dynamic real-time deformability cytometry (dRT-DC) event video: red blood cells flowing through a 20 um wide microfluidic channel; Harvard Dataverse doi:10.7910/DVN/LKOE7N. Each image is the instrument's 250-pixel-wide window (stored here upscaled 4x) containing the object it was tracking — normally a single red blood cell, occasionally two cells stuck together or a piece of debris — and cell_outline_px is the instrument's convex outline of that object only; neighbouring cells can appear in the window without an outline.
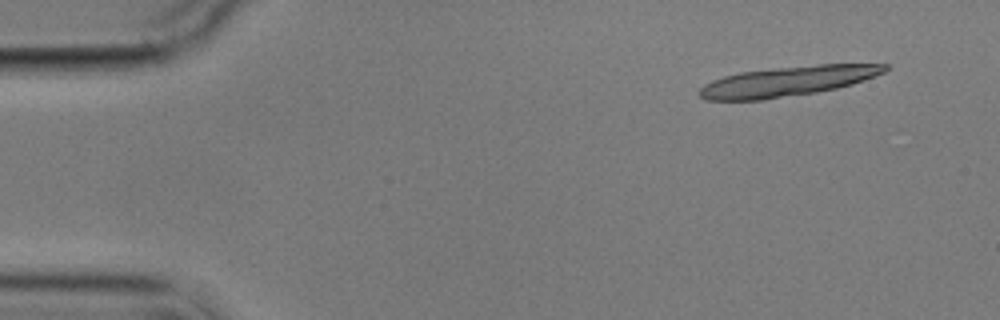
{"species": "common noctule bat (a hibernating species)", "species_latin": "Nyctalus noctula", "temperature_condition": "cold", "stored_images_in_passage": 8, "segment_of_instrument_passage": [1, 2], "camera_frame_rate_fps": 3000, "um_per_image_px": 0.085, "animal": {"sex": "male", "body_mass_g": 17.9}, "frame": {"image": 1, "passage_image": 1, "time_ms": 0.0, "image_size_px": [1000, 320], "cell_outline_px": [[888, 68], [884, 72], [852, 84], [836, 88], [816, 92], [764, 100], [704, 100], [696, 92], [704, 84], [712, 80], [724, 76], [740, 72], [776, 68], [816, 64], [888, 64]], "centroid_in_image_um": [66.88, 6.91], "position_along_channel_um": 18.1, "area_um2": 32.25}}